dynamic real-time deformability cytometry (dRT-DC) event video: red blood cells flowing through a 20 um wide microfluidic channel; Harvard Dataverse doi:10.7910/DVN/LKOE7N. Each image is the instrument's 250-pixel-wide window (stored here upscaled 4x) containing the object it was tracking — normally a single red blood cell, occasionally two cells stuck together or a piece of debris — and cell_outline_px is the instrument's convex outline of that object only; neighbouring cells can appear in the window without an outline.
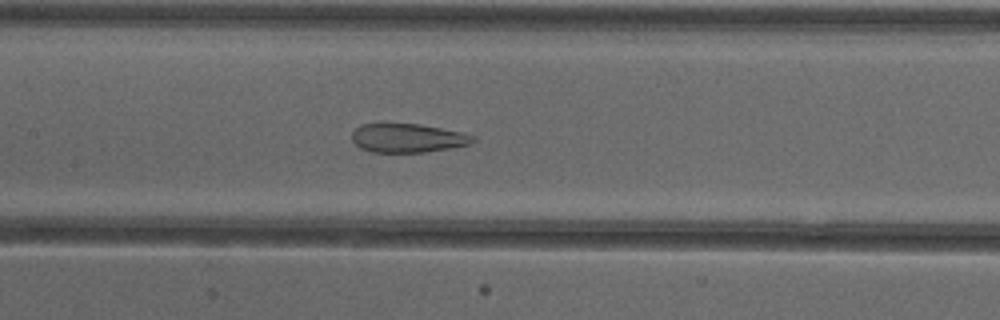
{"species": "common noctule bat (a hibernating species)", "species_latin": "Nyctalus noctula", "temperature_condition": "cold", "stored_images_in_passage": 53, "camera_frame_rate_fps": 3000, "um_per_image_px": 0.085, "animal": {"sex": "female"}, "frame": {"image": 1, "passage_image": 26, "time_ms": 8.333, "image_size_px": [1000, 320], "cell_outline_px": [[476, 140], [468, 144], [448, 148], [424, 152], [372, 152], [360, 148], [352, 140], [352, 132], [360, 124], [384, 120], [420, 124], [460, 132], [476, 136]], "centroid_in_image_um": [34.56, 11.68], "position_along_channel_um": 172.8, "area_um2": 20.98}}
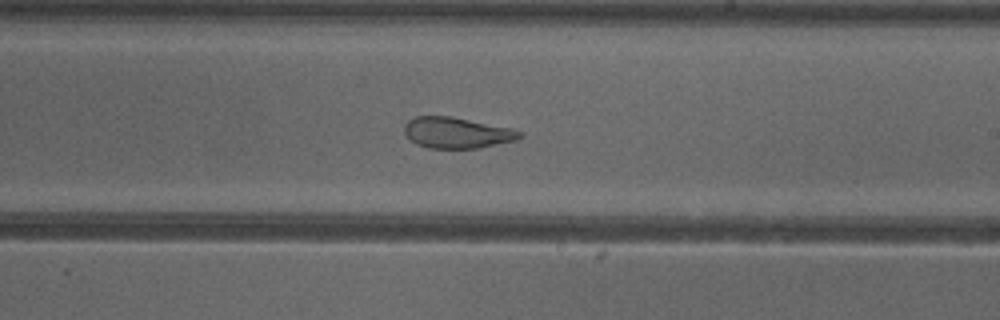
{"frame": {"image": 2, "passage_image": 32, "time_ms": 10.333, "image_size_px": [1000, 320], "cell_outline_px": [[524, 136], [516, 140], [480, 148], [428, 148], [416, 144], [404, 132], [404, 124], [408, 120], [416, 116], [452, 116], [512, 128], [524, 132]], "centroid_in_image_um": [38.87, 11.28], "position_along_channel_um": 250.1, "area_um2": 20.98}}
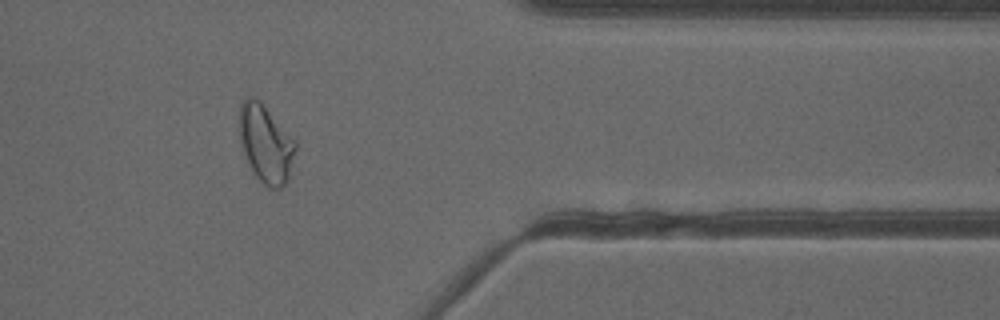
{"frame": {"image": 3, "passage_image": 44, "time_ms": 14.333, "image_size_px": [1000, 320], "cell_outline_px": [[296, 148], [288, 180], [280, 188], [268, 188], [252, 172], [244, 152], [240, 140], [240, 104], [244, 96], [252, 96], [260, 100], [296, 140]], "centroid_in_image_um": [22.59, 12.18], "position_along_channel_um": 388.8, "area_um2": 25.49}, "authors_computed_cell_mechanics": {"area_um2": 27.5128, "velocity_mm_per_s": 3.886, "shape_relaxation_time_tau1_ms": null, "shape_relaxation_time_tau2_ms": 1.2989, "deformation_change_tau1": null, "deformation_change_tau2": 0.0941}}